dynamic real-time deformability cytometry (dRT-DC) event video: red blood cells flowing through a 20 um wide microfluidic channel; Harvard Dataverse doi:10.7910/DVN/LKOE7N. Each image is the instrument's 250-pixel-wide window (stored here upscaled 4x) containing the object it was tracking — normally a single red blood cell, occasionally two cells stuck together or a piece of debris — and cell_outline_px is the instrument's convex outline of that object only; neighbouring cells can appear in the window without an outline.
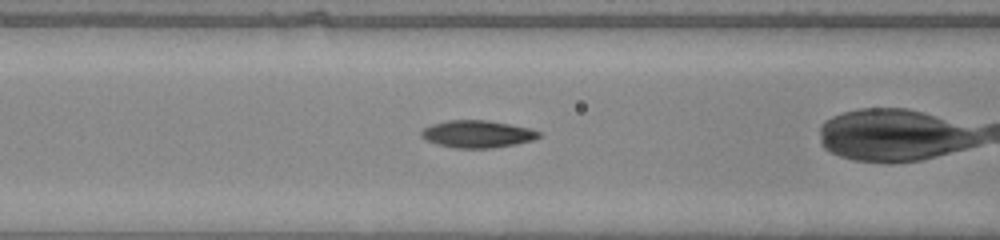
{"species": "common noctule bat (a hibernating species)", "species_latin": "Nyctalus noctula", "temperature_condition": "warm", "stored_images_in_passage": 36, "camera_frame_rate_fps": 3000, "um_per_image_px": 0.085, "animal": {"sex": "male", "body_mass_g": 20.0, "forearm_length_mm": 53.3}, "frame": {"image": 1, "passage_image": 17, "time_ms": 5.333, "image_size_px": [1000, 240], "cell_outline_px": [[540, 136], [532, 140], [516, 144], [492, 148], [452, 148], [436, 144], [424, 140], [420, 136], [420, 132], [424, 128], [432, 124], [448, 120], [488, 120], [528, 128], [540, 132]], "centroid_in_image_um": [40.51, 11.4], "position_along_channel_um": 126.1, "area_um2": 18.73}}
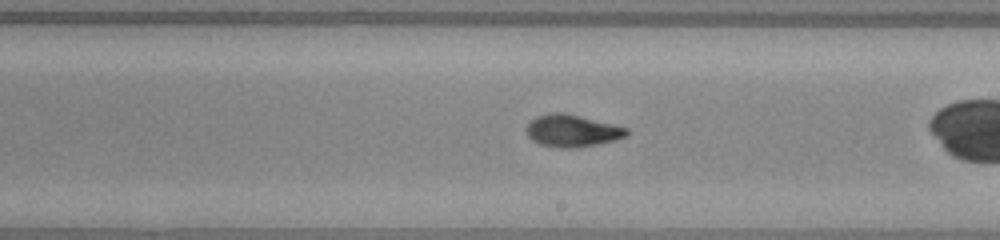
{"frame": {"image": 2, "passage_image": 25, "time_ms": 8.0, "image_size_px": [1000, 240], "cell_outline_px": [[628, 132], [624, 136], [616, 140], [576, 148], [560, 148], [540, 144], [532, 140], [528, 136], [528, 124], [536, 116], [552, 112], [564, 112], [628, 128]], "centroid_in_image_um": [48.62, 11.11], "position_along_channel_um": 240.4, "area_um2": 18.55}}
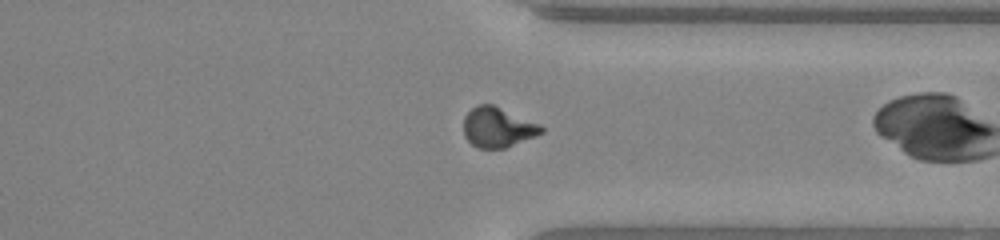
{"frame": {"image": 3, "passage_image": 34, "time_ms": 11.0, "image_size_px": [1000, 240], "cell_outline_px": [[544, 132], [536, 136], [504, 148], [476, 148], [464, 136], [464, 116], [476, 104], [492, 104], [540, 124], [544, 128]], "centroid_in_image_um": [42.3, 10.82], "position_along_channel_um": 369.1, "area_um2": 18.09}}